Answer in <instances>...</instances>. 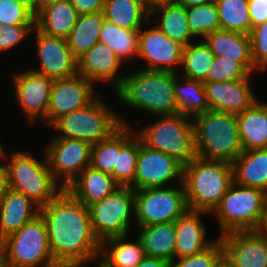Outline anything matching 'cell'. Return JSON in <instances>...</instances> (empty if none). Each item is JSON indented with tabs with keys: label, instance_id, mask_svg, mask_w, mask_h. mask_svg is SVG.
Listing matches in <instances>:
<instances>
[{
	"label": "cell",
	"instance_id": "6da1fadb",
	"mask_svg": "<svg viewBox=\"0 0 267 267\" xmlns=\"http://www.w3.org/2000/svg\"><path fill=\"white\" fill-rule=\"evenodd\" d=\"M39 214L46 223L54 261L92 263L101 253V243L93 234L88 207L63 189Z\"/></svg>",
	"mask_w": 267,
	"mask_h": 267
},
{
	"label": "cell",
	"instance_id": "7a4b0ae2",
	"mask_svg": "<svg viewBox=\"0 0 267 267\" xmlns=\"http://www.w3.org/2000/svg\"><path fill=\"white\" fill-rule=\"evenodd\" d=\"M233 182L232 163L196 156L183 165V185L189 210L213 212Z\"/></svg>",
	"mask_w": 267,
	"mask_h": 267
},
{
	"label": "cell",
	"instance_id": "3957f363",
	"mask_svg": "<svg viewBox=\"0 0 267 267\" xmlns=\"http://www.w3.org/2000/svg\"><path fill=\"white\" fill-rule=\"evenodd\" d=\"M124 76L116 90L120 102L153 115L177 114L173 72L141 69Z\"/></svg>",
	"mask_w": 267,
	"mask_h": 267
},
{
	"label": "cell",
	"instance_id": "277c9868",
	"mask_svg": "<svg viewBox=\"0 0 267 267\" xmlns=\"http://www.w3.org/2000/svg\"><path fill=\"white\" fill-rule=\"evenodd\" d=\"M192 122L198 158L232 163L243 152L236 114L208 110Z\"/></svg>",
	"mask_w": 267,
	"mask_h": 267
},
{
	"label": "cell",
	"instance_id": "5b68a950",
	"mask_svg": "<svg viewBox=\"0 0 267 267\" xmlns=\"http://www.w3.org/2000/svg\"><path fill=\"white\" fill-rule=\"evenodd\" d=\"M266 205L267 193L233 182L213 212L222 230L221 236L231 232L259 231Z\"/></svg>",
	"mask_w": 267,
	"mask_h": 267
},
{
	"label": "cell",
	"instance_id": "8992f818",
	"mask_svg": "<svg viewBox=\"0 0 267 267\" xmlns=\"http://www.w3.org/2000/svg\"><path fill=\"white\" fill-rule=\"evenodd\" d=\"M158 116V121L135 132L141 143L149 149L161 151L176 158L183 165L196 157L192 119L181 114Z\"/></svg>",
	"mask_w": 267,
	"mask_h": 267
},
{
	"label": "cell",
	"instance_id": "52a82bcc",
	"mask_svg": "<svg viewBox=\"0 0 267 267\" xmlns=\"http://www.w3.org/2000/svg\"><path fill=\"white\" fill-rule=\"evenodd\" d=\"M124 122L103 100L95 98L84 108L62 116L52 127L60 132L54 138L79 139L95 144L109 138L122 125L127 126Z\"/></svg>",
	"mask_w": 267,
	"mask_h": 267
},
{
	"label": "cell",
	"instance_id": "ba28073f",
	"mask_svg": "<svg viewBox=\"0 0 267 267\" xmlns=\"http://www.w3.org/2000/svg\"><path fill=\"white\" fill-rule=\"evenodd\" d=\"M10 156L6 164L10 188L30 198L39 208L48 204L64 189L53 177L46 155L43 161L20 151L13 152Z\"/></svg>",
	"mask_w": 267,
	"mask_h": 267
},
{
	"label": "cell",
	"instance_id": "9c48e42d",
	"mask_svg": "<svg viewBox=\"0 0 267 267\" xmlns=\"http://www.w3.org/2000/svg\"><path fill=\"white\" fill-rule=\"evenodd\" d=\"M8 267H47L53 262L47 227L39 214L3 239Z\"/></svg>",
	"mask_w": 267,
	"mask_h": 267
},
{
	"label": "cell",
	"instance_id": "30bf717a",
	"mask_svg": "<svg viewBox=\"0 0 267 267\" xmlns=\"http://www.w3.org/2000/svg\"><path fill=\"white\" fill-rule=\"evenodd\" d=\"M88 210L93 234L100 243L128 235L130 216L135 214V190L120 186L103 200L89 205Z\"/></svg>",
	"mask_w": 267,
	"mask_h": 267
},
{
	"label": "cell",
	"instance_id": "8fae6325",
	"mask_svg": "<svg viewBox=\"0 0 267 267\" xmlns=\"http://www.w3.org/2000/svg\"><path fill=\"white\" fill-rule=\"evenodd\" d=\"M188 210L185 187H154L135 190L137 226L175 222Z\"/></svg>",
	"mask_w": 267,
	"mask_h": 267
},
{
	"label": "cell",
	"instance_id": "7c38bea8",
	"mask_svg": "<svg viewBox=\"0 0 267 267\" xmlns=\"http://www.w3.org/2000/svg\"><path fill=\"white\" fill-rule=\"evenodd\" d=\"M50 144V145H49ZM45 147L50 171L66 189L71 182L90 166L92 144L79 139L53 138Z\"/></svg>",
	"mask_w": 267,
	"mask_h": 267
},
{
	"label": "cell",
	"instance_id": "4fadbf2b",
	"mask_svg": "<svg viewBox=\"0 0 267 267\" xmlns=\"http://www.w3.org/2000/svg\"><path fill=\"white\" fill-rule=\"evenodd\" d=\"M174 179L179 180L178 184L183 183V164L161 151L147 148L139 138L134 190L167 187Z\"/></svg>",
	"mask_w": 267,
	"mask_h": 267
},
{
	"label": "cell",
	"instance_id": "5bb4252c",
	"mask_svg": "<svg viewBox=\"0 0 267 267\" xmlns=\"http://www.w3.org/2000/svg\"><path fill=\"white\" fill-rule=\"evenodd\" d=\"M94 88V84L79 73L53 80L46 123L52 126L62 116L90 104L95 99Z\"/></svg>",
	"mask_w": 267,
	"mask_h": 267
},
{
	"label": "cell",
	"instance_id": "9a60e30c",
	"mask_svg": "<svg viewBox=\"0 0 267 267\" xmlns=\"http://www.w3.org/2000/svg\"><path fill=\"white\" fill-rule=\"evenodd\" d=\"M182 51L183 46L167 37L156 25L151 29H140L138 57L147 61V66L143 70L177 74L176 65L181 66Z\"/></svg>",
	"mask_w": 267,
	"mask_h": 267
},
{
	"label": "cell",
	"instance_id": "2e32d148",
	"mask_svg": "<svg viewBox=\"0 0 267 267\" xmlns=\"http://www.w3.org/2000/svg\"><path fill=\"white\" fill-rule=\"evenodd\" d=\"M218 238L231 267H267V237L260 231L231 232Z\"/></svg>",
	"mask_w": 267,
	"mask_h": 267
},
{
	"label": "cell",
	"instance_id": "e0dca14e",
	"mask_svg": "<svg viewBox=\"0 0 267 267\" xmlns=\"http://www.w3.org/2000/svg\"><path fill=\"white\" fill-rule=\"evenodd\" d=\"M36 31L40 69H31L52 80L72 77L78 73V61L73 56L67 40Z\"/></svg>",
	"mask_w": 267,
	"mask_h": 267
},
{
	"label": "cell",
	"instance_id": "ac0fdd59",
	"mask_svg": "<svg viewBox=\"0 0 267 267\" xmlns=\"http://www.w3.org/2000/svg\"><path fill=\"white\" fill-rule=\"evenodd\" d=\"M14 92L30 122L47 117L53 80L31 69L15 74Z\"/></svg>",
	"mask_w": 267,
	"mask_h": 267
},
{
	"label": "cell",
	"instance_id": "d6986e66",
	"mask_svg": "<svg viewBox=\"0 0 267 267\" xmlns=\"http://www.w3.org/2000/svg\"><path fill=\"white\" fill-rule=\"evenodd\" d=\"M250 76L235 81L203 82L210 110L239 114L258 100Z\"/></svg>",
	"mask_w": 267,
	"mask_h": 267
},
{
	"label": "cell",
	"instance_id": "ffe728a7",
	"mask_svg": "<svg viewBox=\"0 0 267 267\" xmlns=\"http://www.w3.org/2000/svg\"><path fill=\"white\" fill-rule=\"evenodd\" d=\"M77 61L78 73L90 82L109 81L115 90L121 86L125 77L118 76L122 62L108 45L101 42L94 44Z\"/></svg>",
	"mask_w": 267,
	"mask_h": 267
},
{
	"label": "cell",
	"instance_id": "44dd1931",
	"mask_svg": "<svg viewBox=\"0 0 267 267\" xmlns=\"http://www.w3.org/2000/svg\"><path fill=\"white\" fill-rule=\"evenodd\" d=\"M201 214L205 215L207 212L188 209L175 221L174 260L199 254L215 242L206 240V229L200 220Z\"/></svg>",
	"mask_w": 267,
	"mask_h": 267
},
{
	"label": "cell",
	"instance_id": "7402d4cb",
	"mask_svg": "<svg viewBox=\"0 0 267 267\" xmlns=\"http://www.w3.org/2000/svg\"><path fill=\"white\" fill-rule=\"evenodd\" d=\"M204 42L215 56L237 61L249 74L255 70L249 35L220 29L208 34Z\"/></svg>",
	"mask_w": 267,
	"mask_h": 267
},
{
	"label": "cell",
	"instance_id": "603a6c76",
	"mask_svg": "<svg viewBox=\"0 0 267 267\" xmlns=\"http://www.w3.org/2000/svg\"><path fill=\"white\" fill-rule=\"evenodd\" d=\"M39 211L30 198L10 188L0 200V237L4 239L18 231L39 215Z\"/></svg>",
	"mask_w": 267,
	"mask_h": 267
},
{
	"label": "cell",
	"instance_id": "cb8c5ba5",
	"mask_svg": "<svg viewBox=\"0 0 267 267\" xmlns=\"http://www.w3.org/2000/svg\"><path fill=\"white\" fill-rule=\"evenodd\" d=\"M120 185L106 173L90 166L82 171L66 188V190L86 207L103 200L112 194Z\"/></svg>",
	"mask_w": 267,
	"mask_h": 267
},
{
	"label": "cell",
	"instance_id": "d4e9b609",
	"mask_svg": "<svg viewBox=\"0 0 267 267\" xmlns=\"http://www.w3.org/2000/svg\"><path fill=\"white\" fill-rule=\"evenodd\" d=\"M79 14L70 0H58L41 8L35 15V28L41 33L66 39Z\"/></svg>",
	"mask_w": 267,
	"mask_h": 267
},
{
	"label": "cell",
	"instance_id": "484cf974",
	"mask_svg": "<svg viewBox=\"0 0 267 267\" xmlns=\"http://www.w3.org/2000/svg\"><path fill=\"white\" fill-rule=\"evenodd\" d=\"M259 102L236 115L243 151L267 148V103Z\"/></svg>",
	"mask_w": 267,
	"mask_h": 267
},
{
	"label": "cell",
	"instance_id": "4316f807",
	"mask_svg": "<svg viewBox=\"0 0 267 267\" xmlns=\"http://www.w3.org/2000/svg\"><path fill=\"white\" fill-rule=\"evenodd\" d=\"M232 168L236 184L267 193V148L243 151L232 162Z\"/></svg>",
	"mask_w": 267,
	"mask_h": 267
},
{
	"label": "cell",
	"instance_id": "83f0119b",
	"mask_svg": "<svg viewBox=\"0 0 267 267\" xmlns=\"http://www.w3.org/2000/svg\"><path fill=\"white\" fill-rule=\"evenodd\" d=\"M138 227L141 229L138 238L142 243L145 256L174 261L175 222Z\"/></svg>",
	"mask_w": 267,
	"mask_h": 267
},
{
	"label": "cell",
	"instance_id": "f1b7e54d",
	"mask_svg": "<svg viewBox=\"0 0 267 267\" xmlns=\"http://www.w3.org/2000/svg\"><path fill=\"white\" fill-rule=\"evenodd\" d=\"M127 236L108 238L101 243L98 262L102 267H135L142 261L145 253L141 241L137 237L136 242H128Z\"/></svg>",
	"mask_w": 267,
	"mask_h": 267
},
{
	"label": "cell",
	"instance_id": "f546056e",
	"mask_svg": "<svg viewBox=\"0 0 267 267\" xmlns=\"http://www.w3.org/2000/svg\"><path fill=\"white\" fill-rule=\"evenodd\" d=\"M139 153V137L128 125L120 127V152L117 155L113 178L120 186L134 190V177Z\"/></svg>",
	"mask_w": 267,
	"mask_h": 267
},
{
	"label": "cell",
	"instance_id": "4dcf8cb0",
	"mask_svg": "<svg viewBox=\"0 0 267 267\" xmlns=\"http://www.w3.org/2000/svg\"><path fill=\"white\" fill-rule=\"evenodd\" d=\"M180 73H174V89L177 100V113L191 119L210 110L204 83L199 80L183 77L180 83Z\"/></svg>",
	"mask_w": 267,
	"mask_h": 267
},
{
	"label": "cell",
	"instance_id": "1f68e13d",
	"mask_svg": "<svg viewBox=\"0 0 267 267\" xmlns=\"http://www.w3.org/2000/svg\"><path fill=\"white\" fill-rule=\"evenodd\" d=\"M102 13L106 21L130 30H140L150 18L142 0H105Z\"/></svg>",
	"mask_w": 267,
	"mask_h": 267
},
{
	"label": "cell",
	"instance_id": "d6a6232c",
	"mask_svg": "<svg viewBox=\"0 0 267 267\" xmlns=\"http://www.w3.org/2000/svg\"><path fill=\"white\" fill-rule=\"evenodd\" d=\"M104 20L102 12L78 16L76 25L66 38L67 44L77 60L99 42V34Z\"/></svg>",
	"mask_w": 267,
	"mask_h": 267
},
{
	"label": "cell",
	"instance_id": "836d02e7",
	"mask_svg": "<svg viewBox=\"0 0 267 267\" xmlns=\"http://www.w3.org/2000/svg\"><path fill=\"white\" fill-rule=\"evenodd\" d=\"M153 15L160 16L161 21L156 26L167 37L180 43L183 47L193 42L194 36L190 32L184 6L179 4L159 6L150 12V17Z\"/></svg>",
	"mask_w": 267,
	"mask_h": 267
},
{
	"label": "cell",
	"instance_id": "e575fe53",
	"mask_svg": "<svg viewBox=\"0 0 267 267\" xmlns=\"http://www.w3.org/2000/svg\"><path fill=\"white\" fill-rule=\"evenodd\" d=\"M140 30L124 29L104 20L99 42L108 45L115 52L118 59H131L138 56V36Z\"/></svg>",
	"mask_w": 267,
	"mask_h": 267
},
{
	"label": "cell",
	"instance_id": "d590c367",
	"mask_svg": "<svg viewBox=\"0 0 267 267\" xmlns=\"http://www.w3.org/2000/svg\"><path fill=\"white\" fill-rule=\"evenodd\" d=\"M214 58L215 55L204 40H200L198 43L191 42L183 47L182 51L183 77L203 82Z\"/></svg>",
	"mask_w": 267,
	"mask_h": 267
},
{
	"label": "cell",
	"instance_id": "8d00e7d4",
	"mask_svg": "<svg viewBox=\"0 0 267 267\" xmlns=\"http://www.w3.org/2000/svg\"><path fill=\"white\" fill-rule=\"evenodd\" d=\"M221 30L250 34L248 0H215Z\"/></svg>",
	"mask_w": 267,
	"mask_h": 267
},
{
	"label": "cell",
	"instance_id": "74e56055",
	"mask_svg": "<svg viewBox=\"0 0 267 267\" xmlns=\"http://www.w3.org/2000/svg\"><path fill=\"white\" fill-rule=\"evenodd\" d=\"M186 13L189 29L194 37L205 38L208 34L221 29L215 1L186 8Z\"/></svg>",
	"mask_w": 267,
	"mask_h": 267
},
{
	"label": "cell",
	"instance_id": "f35d334b",
	"mask_svg": "<svg viewBox=\"0 0 267 267\" xmlns=\"http://www.w3.org/2000/svg\"><path fill=\"white\" fill-rule=\"evenodd\" d=\"M120 152V128L109 138L92 144L90 167L113 177L117 155Z\"/></svg>",
	"mask_w": 267,
	"mask_h": 267
},
{
	"label": "cell",
	"instance_id": "ab89813d",
	"mask_svg": "<svg viewBox=\"0 0 267 267\" xmlns=\"http://www.w3.org/2000/svg\"><path fill=\"white\" fill-rule=\"evenodd\" d=\"M249 74L237 61L215 56L203 82L235 81L247 78Z\"/></svg>",
	"mask_w": 267,
	"mask_h": 267
},
{
	"label": "cell",
	"instance_id": "60d3db41",
	"mask_svg": "<svg viewBox=\"0 0 267 267\" xmlns=\"http://www.w3.org/2000/svg\"><path fill=\"white\" fill-rule=\"evenodd\" d=\"M177 260L172 262V267H218L224 260L222 243L219 238L215 239V242L203 252Z\"/></svg>",
	"mask_w": 267,
	"mask_h": 267
},
{
	"label": "cell",
	"instance_id": "b9f144b4",
	"mask_svg": "<svg viewBox=\"0 0 267 267\" xmlns=\"http://www.w3.org/2000/svg\"><path fill=\"white\" fill-rule=\"evenodd\" d=\"M35 24V15L14 0H0V25Z\"/></svg>",
	"mask_w": 267,
	"mask_h": 267
},
{
	"label": "cell",
	"instance_id": "7bdbcfd3",
	"mask_svg": "<svg viewBox=\"0 0 267 267\" xmlns=\"http://www.w3.org/2000/svg\"><path fill=\"white\" fill-rule=\"evenodd\" d=\"M252 58L256 69H267V21L251 29Z\"/></svg>",
	"mask_w": 267,
	"mask_h": 267
},
{
	"label": "cell",
	"instance_id": "ee69618b",
	"mask_svg": "<svg viewBox=\"0 0 267 267\" xmlns=\"http://www.w3.org/2000/svg\"><path fill=\"white\" fill-rule=\"evenodd\" d=\"M35 24L0 25V52L7 51L34 31Z\"/></svg>",
	"mask_w": 267,
	"mask_h": 267
},
{
	"label": "cell",
	"instance_id": "f6af8a7d",
	"mask_svg": "<svg viewBox=\"0 0 267 267\" xmlns=\"http://www.w3.org/2000/svg\"><path fill=\"white\" fill-rule=\"evenodd\" d=\"M251 29L267 21V0H248Z\"/></svg>",
	"mask_w": 267,
	"mask_h": 267
},
{
	"label": "cell",
	"instance_id": "bcb514c9",
	"mask_svg": "<svg viewBox=\"0 0 267 267\" xmlns=\"http://www.w3.org/2000/svg\"><path fill=\"white\" fill-rule=\"evenodd\" d=\"M79 15L102 12L105 0H70Z\"/></svg>",
	"mask_w": 267,
	"mask_h": 267
},
{
	"label": "cell",
	"instance_id": "7dc6e473",
	"mask_svg": "<svg viewBox=\"0 0 267 267\" xmlns=\"http://www.w3.org/2000/svg\"><path fill=\"white\" fill-rule=\"evenodd\" d=\"M4 150L0 159H7L6 155L4 154ZM10 189L9 185V177H8V170L6 164H0V200L2 197L8 192Z\"/></svg>",
	"mask_w": 267,
	"mask_h": 267
},
{
	"label": "cell",
	"instance_id": "c3c4849f",
	"mask_svg": "<svg viewBox=\"0 0 267 267\" xmlns=\"http://www.w3.org/2000/svg\"><path fill=\"white\" fill-rule=\"evenodd\" d=\"M135 267H172V262L161 258L145 256Z\"/></svg>",
	"mask_w": 267,
	"mask_h": 267
},
{
	"label": "cell",
	"instance_id": "681fc988",
	"mask_svg": "<svg viewBox=\"0 0 267 267\" xmlns=\"http://www.w3.org/2000/svg\"><path fill=\"white\" fill-rule=\"evenodd\" d=\"M142 2L147 10L151 12L153 9L159 6L178 4L179 0H142Z\"/></svg>",
	"mask_w": 267,
	"mask_h": 267
},
{
	"label": "cell",
	"instance_id": "f907efd6",
	"mask_svg": "<svg viewBox=\"0 0 267 267\" xmlns=\"http://www.w3.org/2000/svg\"><path fill=\"white\" fill-rule=\"evenodd\" d=\"M87 264L81 261H53L47 267H87Z\"/></svg>",
	"mask_w": 267,
	"mask_h": 267
},
{
	"label": "cell",
	"instance_id": "816d5d0a",
	"mask_svg": "<svg viewBox=\"0 0 267 267\" xmlns=\"http://www.w3.org/2000/svg\"><path fill=\"white\" fill-rule=\"evenodd\" d=\"M215 0H179L178 4L185 8L211 3Z\"/></svg>",
	"mask_w": 267,
	"mask_h": 267
},
{
	"label": "cell",
	"instance_id": "f5cc1de1",
	"mask_svg": "<svg viewBox=\"0 0 267 267\" xmlns=\"http://www.w3.org/2000/svg\"><path fill=\"white\" fill-rule=\"evenodd\" d=\"M27 7L34 15H36V0H14Z\"/></svg>",
	"mask_w": 267,
	"mask_h": 267
},
{
	"label": "cell",
	"instance_id": "db71d44e",
	"mask_svg": "<svg viewBox=\"0 0 267 267\" xmlns=\"http://www.w3.org/2000/svg\"><path fill=\"white\" fill-rule=\"evenodd\" d=\"M0 267H8L3 240H0Z\"/></svg>",
	"mask_w": 267,
	"mask_h": 267
},
{
	"label": "cell",
	"instance_id": "11a10c76",
	"mask_svg": "<svg viewBox=\"0 0 267 267\" xmlns=\"http://www.w3.org/2000/svg\"><path fill=\"white\" fill-rule=\"evenodd\" d=\"M56 1H58V0H36V14L41 8L47 6L51 3H54Z\"/></svg>",
	"mask_w": 267,
	"mask_h": 267
},
{
	"label": "cell",
	"instance_id": "9f6ffc18",
	"mask_svg": "<svg viewBox=\"0 0 267 267\" xmlns=\"http://www.w3.org/2000/svg\"><path fill=\"white\" fill-rule=\"evenodd\" d=\"M264 236L267 237V205H266V208H265V215H264V220H263V223H262V226L259 230Z\"/></svg>",
	"mask_w": 267,
	"mask_h": 267
},
{
	"label": "cell",
	"instance_id": "6f0895ef",
	"mask_svg": "<svg viewBox=\"0 0 267 267\" xmlns=\"http://www.w3.org/2000/svg\"><path fill=\"white\" fill-rule=\"evenodd\" d=\"M218 267H231L225 260H223Z\"/></svg>",
	"mask_w": 267,
	"mask_h": 267
},
{
	"label": "cell",
	"instance_id": "680465c9",
	"mask_svg": "<svg viewBox=\"0 0 267 267\" xmlns=\"http://www.w3.org/2000/svg\"><path fill=\"white\" fill-rule=\"evenodd\" d=\"M2 152H3V148H2V145H1V143H0V157H1V155H2Z\"/></svg>",
	"mask_w": 267,
	"mask_h": 267
}]
</instances>
